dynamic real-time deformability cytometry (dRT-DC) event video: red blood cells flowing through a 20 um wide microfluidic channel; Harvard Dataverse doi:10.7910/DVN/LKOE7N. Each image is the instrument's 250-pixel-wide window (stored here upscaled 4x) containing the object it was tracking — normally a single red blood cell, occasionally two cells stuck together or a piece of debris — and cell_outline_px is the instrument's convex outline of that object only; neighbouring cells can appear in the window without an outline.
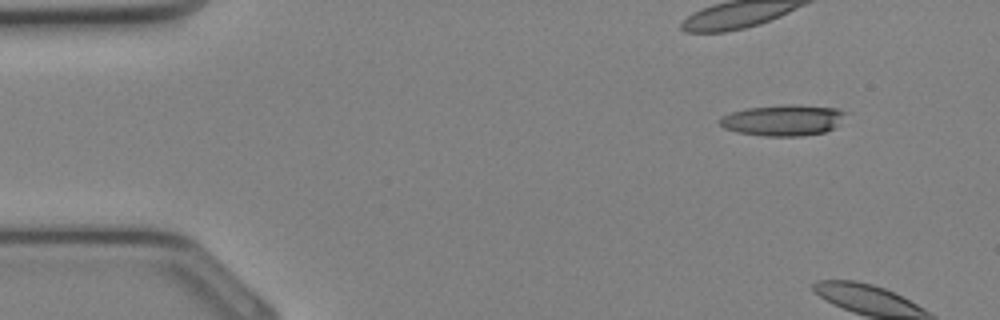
{"species": "Egyptian fruit bat (a non-hibernating species)", "species_latin": "Rousettus aegyptiacus", "temperature_condition": "cold", "stored_images_in_passage": 3, "camera_frame_rate_fps": 3000, "um_per_image_px": 0.085, "animal": {"sex": "female"}, "frame": {"image": 1, "passage_image": 1, "time_ms": 0.0, "image_size_px": [1000, 320], "cell_outline_px": [[848, 112], [840, 124], [824, 132], [804, 136], [764, 136], [736, 132], [724, 128], [716, 120], [732, 112], [748, 108], [792, 104], [836, 108]], "centroid_in_image_um": [66.58, 10.22], "position_along_channel_um": 18.4, "area_um2": 22.77}}